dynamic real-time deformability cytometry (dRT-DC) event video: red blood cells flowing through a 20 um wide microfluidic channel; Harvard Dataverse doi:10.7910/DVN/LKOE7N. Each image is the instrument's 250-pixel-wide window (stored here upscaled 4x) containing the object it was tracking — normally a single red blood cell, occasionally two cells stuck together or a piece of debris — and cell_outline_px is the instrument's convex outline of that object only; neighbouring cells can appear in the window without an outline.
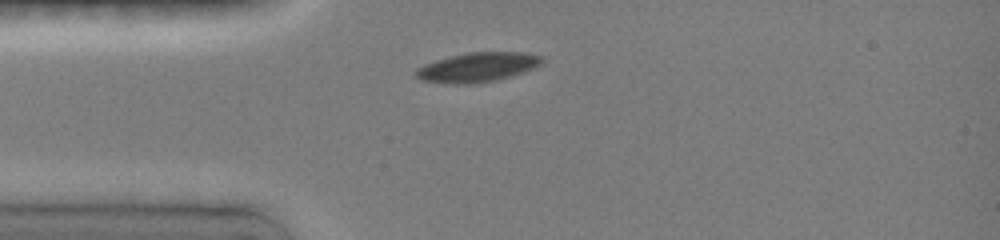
{"species": "common noctule bat (a hibernating species)", "species_latin": "Nyctalus noctula", "temperature_condition": "room temperature", "stored_images_in_passage": 33, "camera_frame_rate_fps": 3000, "um_per_image_px": 0.085, "animal": {"sex": "female", "body_mass_g": 19.0, "forearm_length_mm": 51.5}, "frame": {"image": 1, "passage_image": 1, "time_ms": 0.0, "image_size_px": [1000, 240], "cell_outline_px": [[544, 60], [520, 72], [508, 76], [492, 80], [456, 84], [424, 80], [416, 76], [416, 68], [424, 64], [436, 60], [468, 52], [520, 52], [540, 56]], "centroid_in_image_um": [40.5, 5.69], "position_along_channel_um": 44.5, "area_um2": 20.52}}
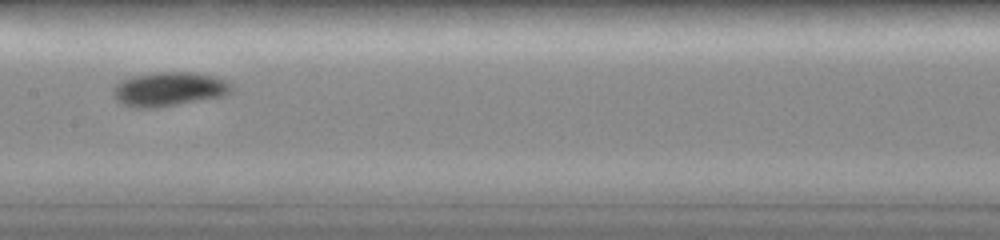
{"frame": {"image": 2, "passage_image": 13, "time_ms": 4.0, "image_size_px": [1000, 240], "cell_outline_px": [[232, 92], [220, 96], [156, 108], [128, 108], [112, 92], [112, 88], [120, 80], [136, 76], [156, 72], [196, 72], [216, 76], [232, 84]], "centroid_in_image_um": [14.36, 7.57], "position_along_channel_um": 193.0, "area_um2": 23.41}}
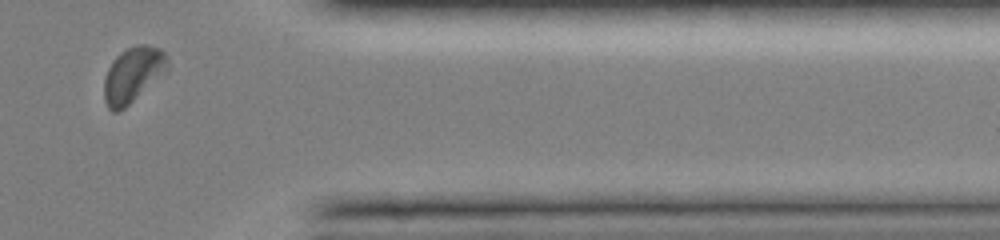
{"frame": {"image": 3, "passage_image": 29, "time_ms": 9.333, "image_size_px": [1000, 240], "cell_outline_px": [[168, 64], [124, 108], [116, 112], [112, 112], [108, 108], [104, 100], [104, 80], [108, 68], [116, 56], [120, 52], [128, 48], [140, 44], [144, 44], [160, 48], [168, 56]], "centroid_in_image_um": [11.21, 6.31], "position_along_channel_um": 400.2, "area_um2": 19.36}, "authors_computed_cell_mechanics": {"area_um2": 20.8658, "velocity_mm_per_s": 4.0013, "shape_relaxation_time_tau1_ms": 1.828, "shape_relaxation_time_tau2_ms": 3.351, "deformation_change_tau1": 0.0849, "deformation_change_tau2": 0.0513}}